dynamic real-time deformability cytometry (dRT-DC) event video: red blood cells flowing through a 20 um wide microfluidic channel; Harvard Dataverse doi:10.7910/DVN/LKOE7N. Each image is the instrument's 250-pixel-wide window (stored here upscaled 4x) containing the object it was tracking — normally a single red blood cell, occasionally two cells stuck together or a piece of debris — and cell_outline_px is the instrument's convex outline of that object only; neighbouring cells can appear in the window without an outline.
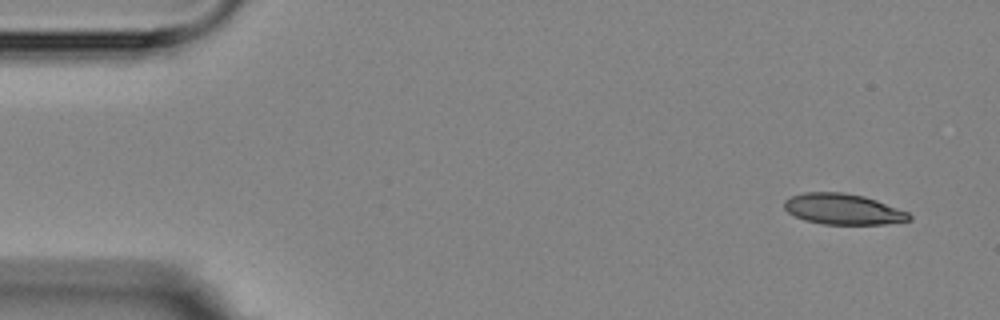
{"species": "Egyptian fruit bat (a non-hibernating species)", "species_latin": "Rousettus aegyptiacus", "temperature_condition": "room temperature", "stored_images_in_passage": 5, "camera_frame_rate_fps": 3000, "um_per_image_px": 0.085, "animal": {"sex": "female"}, "frame": {"image": 1, "passage_image": 1, "time_ms": 0.0, "image_size_px": [1000, 320], "cell_outline_px": [[912, 220], [884, 224], [824, 224], [804, 220], [788, 212], [784, 208], [784, 200], [792, 196], [804, 192], [844, 192], [864, 196], [876, 200], [908, 212], [912, 216]], "centroid_in_image_um": [71.66, 17.77], "position_along_channel_um": 13.3, "area_um2": 22.37}}
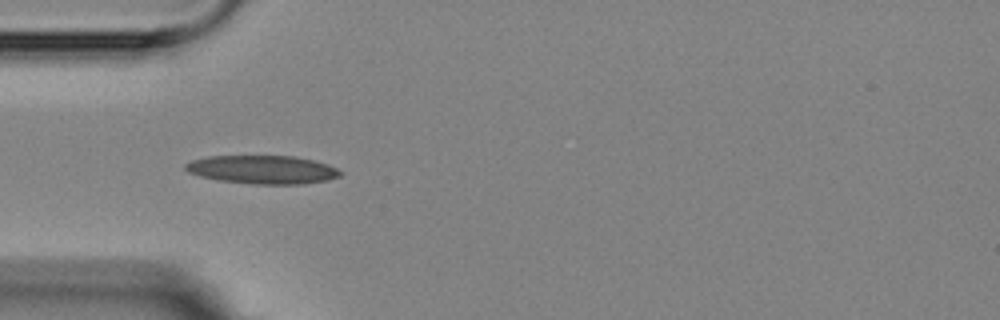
{"frame": {"image": 2, "passage_image": 4, "time_ms": 4.333, "image_size_px": [1000, 320], "cell_outline_px": [[344, 172], [340, 176], [328, 180], [300, 184], [252, 184], [216, 180], [200, 176], [188, 172], [184, 168], [184, 164], [192, 160], [208, 156], [292, 156], [312, 160], [328, 164]], "centroid_in_image_um": [22.3, 14.42], "position_along_channel_um": 62.7, "area_um2": 25.72}}
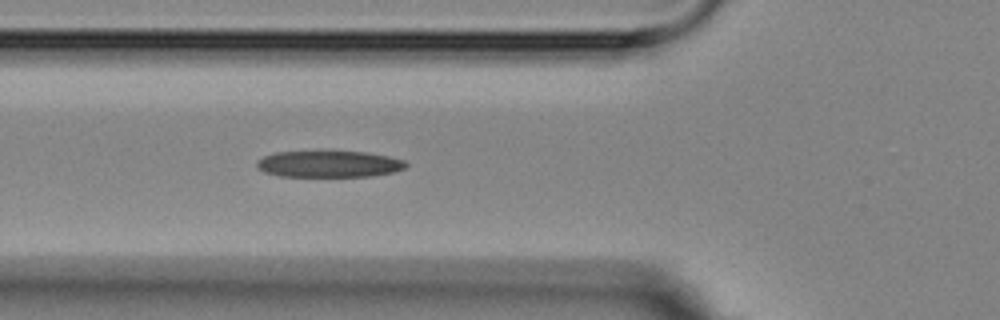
{"frame": {"image": 3, "passage_image": 5, "time_ms": 5.333, "image_size_px": [1000, 320], "cell_outline_px": [[408, 164], [404, 168], [392, 172], [372, 176], [280, 176], [264, 172], [256, 168], [256, 160], [264, 156], [276, 152], [328, 148], [364, 152], [388, 156], [404, 160]], "centroid_in_image_um": [27.9, 13.89], "position_along_channel_um": 97.9, "area_um2": 24.1}}